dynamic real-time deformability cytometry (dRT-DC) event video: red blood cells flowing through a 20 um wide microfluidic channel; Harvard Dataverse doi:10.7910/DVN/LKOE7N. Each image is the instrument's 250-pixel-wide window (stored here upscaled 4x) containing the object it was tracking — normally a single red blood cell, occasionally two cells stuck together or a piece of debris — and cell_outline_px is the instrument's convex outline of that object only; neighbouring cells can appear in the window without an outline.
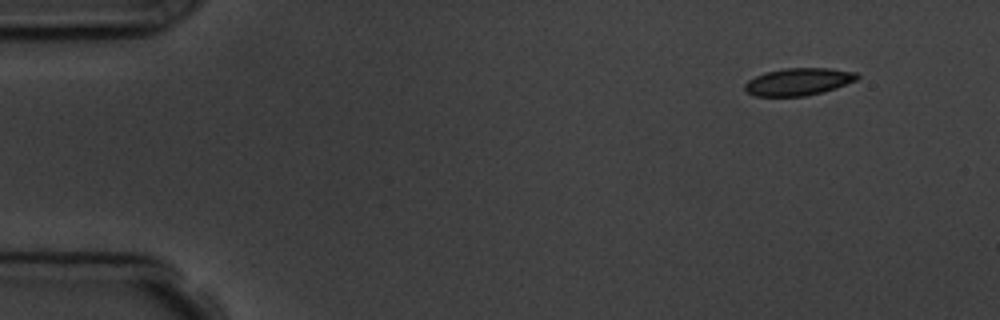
{"species": "common noctule bat (a hibernating species)", "species_latin": "Nyctalus noctula", "temperature_condition": "room temperature", "stored_images_in_passage": 6, "segment_of_instrument_passage": [2, 2], "camera_frame_rate_fps": 3000, "um_per_image_px": 0.085, "animal": {"sex": "male", "body_mass_g": 19.5, "forearm_length_mm": 54.6}, "frame": {"image": 1, "passage_image": 6, "time_ms": 6.667, "image_size_px": [1000, 320], "cell_outline_px": [[860, 76], [856, 80], [836, 88], [824, 92], [804, 96], [756, 96], [748, 92], [744, 88], [744, 84], [748, 80], [764, 72], [784, 68], [828, 68], [856, 72]], "centroid_in_image_um": [67.87, 6.94], "position_along_channel_um": 17.1, "area_um2": 17.92}}